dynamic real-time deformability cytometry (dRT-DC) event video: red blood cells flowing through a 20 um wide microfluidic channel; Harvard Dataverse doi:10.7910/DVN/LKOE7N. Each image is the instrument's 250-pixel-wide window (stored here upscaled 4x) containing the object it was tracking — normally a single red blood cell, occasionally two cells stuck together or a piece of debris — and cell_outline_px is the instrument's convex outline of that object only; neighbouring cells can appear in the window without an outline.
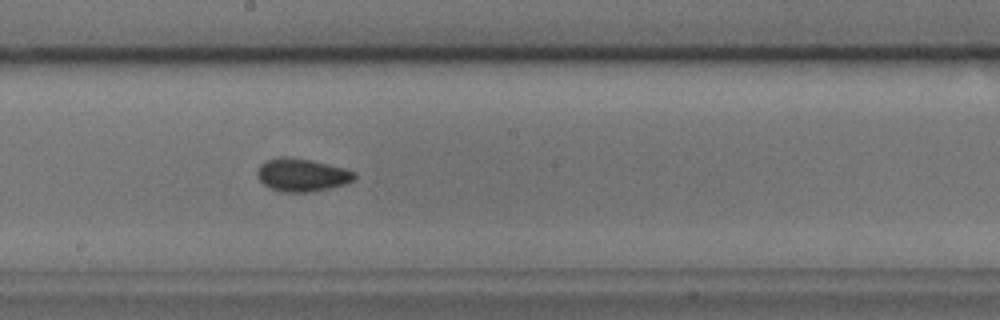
{"species": "common noctule bat (a hibernating species)", "species_latin": "Nyctalus noctula", "temperature_condition": "cold", "stored_images_in_passage": 46, "camera_frame_rate_fps": 3000, "um_per_image_px": 0.085, "animal": {"sex": "male", "body_mass_g": 17.9, "forearm_length_mm": 54.2}, "frame": {"image": 1, "passage_image": 27, "time_ms": 8.667, "image_size_px": [1000, 320], "cell_outline_px": [[356, 176], [348, 184], [312, 192], [280, 192], [264, 184], [256, 176], [256, 172], [260, 164], [264, 160], [280, 156], [288, 156], [312, 160], [344, 168], [356, 172]], "centroid_in_image_um": [25.65, 14.86], "position_along_channel_um": 222.5, "area_um2": 18.96}}
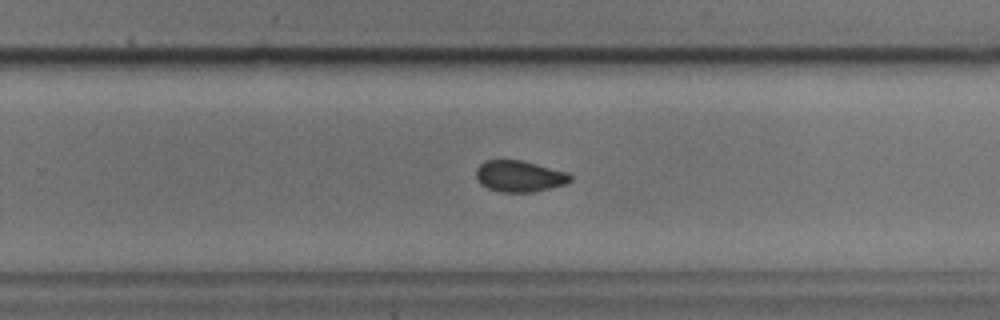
{"frame": {"image": 2, "passage_image": 32, "time_ms": 10.333, "image_size_px": [1000, 320], "cell_outline_px": [[572, 180], [564, 184], [532, 192], [500, 192], [488, 188], [480, 184], [476, 180], [476, 168], [484, 160], [520, 160], [568, 172], [572, 176]], "centroid_in_image_um": [44.11, 14.97], "position_along_channel_um": 285.7, "area_um2": 17.17}}
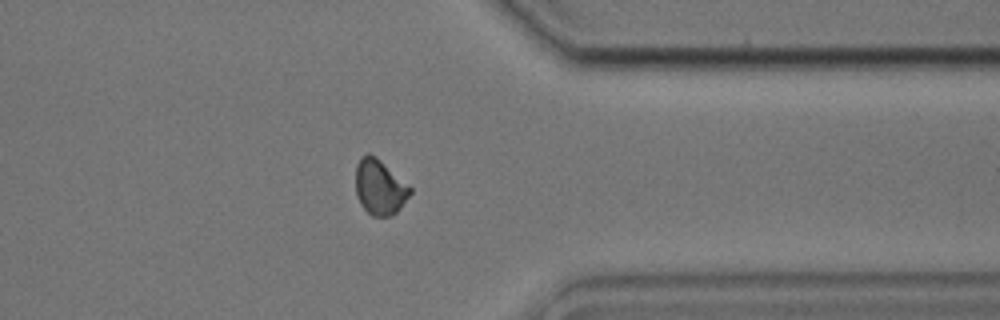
{"frame": {"image": 3, "passage_image": 40, "time_ms": 13.0, "image_size_px": [1000, 320], "cell_outline_px": [[412, 192], [400, 208], [392, 216], [372, 216], [360, 204], [356, 196], [356, 164], [360, 156], [368, 152], [376, 156], [412, 188]], "centroid_in_image_um": [32.26, 15.89], "position_along_channel_um": 379.1, "area_um2": 17.63}, "authors_computed_cell_mechanics": {"area_um2": 17.5712, "velocity_mm_per_s": 3.8141, "shape_relaxation_time_tau1_ms": null, "shape_relaxation_time_tau2_ms": 3.8669, "deformation_change_tau1": null, "deformation_change_tau2": 0.0569}}